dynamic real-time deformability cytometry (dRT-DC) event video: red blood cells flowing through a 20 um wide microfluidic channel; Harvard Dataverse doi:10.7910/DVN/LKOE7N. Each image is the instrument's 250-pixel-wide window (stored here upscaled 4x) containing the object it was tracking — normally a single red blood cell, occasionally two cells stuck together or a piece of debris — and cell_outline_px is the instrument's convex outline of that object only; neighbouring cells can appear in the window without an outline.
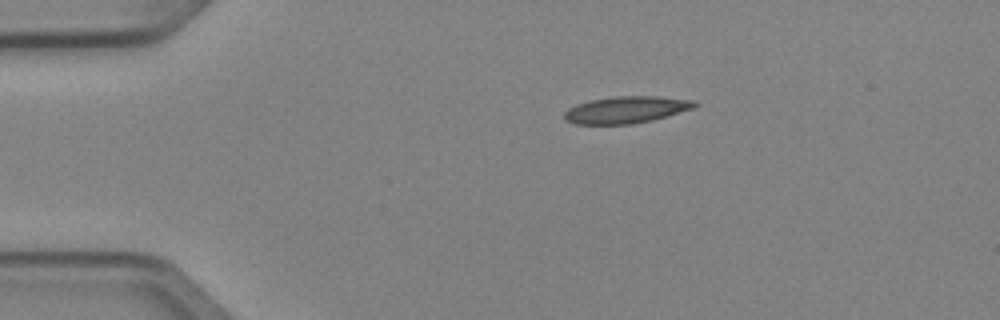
{"species": "Egyptian fruit bat (a non-hibernating species)", "species_latin": "Rousettus aegyptiacus", "temperature_condition": "cold", "stored_images_in_passage": 4, "camera_frame_rate_fps": 3000, "um_per_image_px": 0.085, "animal": {"sex": "female"}, "frame": {"image": 1, "passage_image": 1, "time_ms": 0.0, "image_size_px": [1000, 320], "cell_outline_px": [[700, 104], [696, 108], [652, 120], [632, 124], [572, 124], [564, 120], [564, 112], [568, 108], [576, 104], [588, 100], [616, 96], [656, 96], [696, 100]], "centroid_in_image_um": [53.24, 9.32], "position_along_channel_um": 31.8, "area_um2": 20.75}}
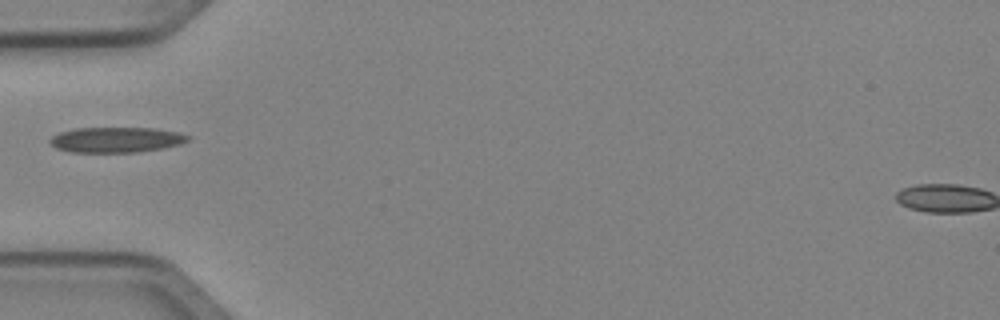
{"frame": {"image": 2, "passage_image": 3, "time_ms": 0.667, "image_size_px": [1000, 320], "cell_outline_px": [[192, 136], [188, 140], [180, 144], [164, 148], [136, 152], [72, 152], [56, 148], [48, 140], [52, 136], [60, 132], [76, 128], [152, 128], [180, 132]], "centroid_in_image_um": [9.9, 11.87], "position_along_channel_um": 75.1, "area_um2": 20.4}}
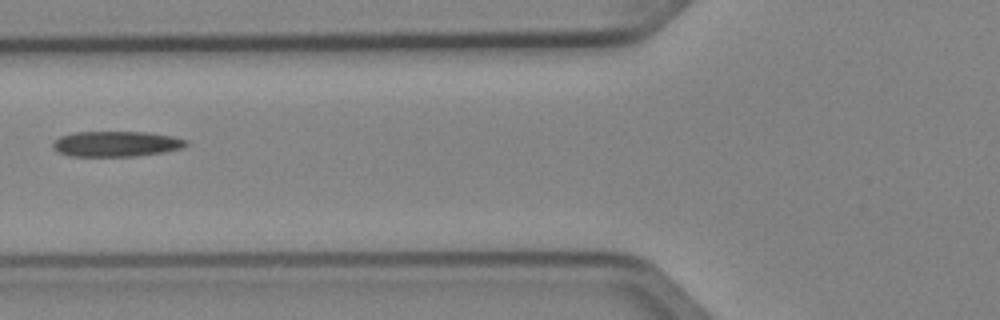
{"frame": {"image": 3, "passage_image": 4, "time_ms": 1.0, "image_size_px": [1000, 320], "cell_outline_px": [[188, 144], [184, 148], [164, 152], [136, 156], [72, 156], [60, 152], [52, 148], [52, 144], [60, 136], [72, 132], [148, 132], [172, 136], [188, 140]], "centroid_in_image_um": [9.91, 12.22], "position_along_channel_um": 115.9, "area_um2": 19.83}}